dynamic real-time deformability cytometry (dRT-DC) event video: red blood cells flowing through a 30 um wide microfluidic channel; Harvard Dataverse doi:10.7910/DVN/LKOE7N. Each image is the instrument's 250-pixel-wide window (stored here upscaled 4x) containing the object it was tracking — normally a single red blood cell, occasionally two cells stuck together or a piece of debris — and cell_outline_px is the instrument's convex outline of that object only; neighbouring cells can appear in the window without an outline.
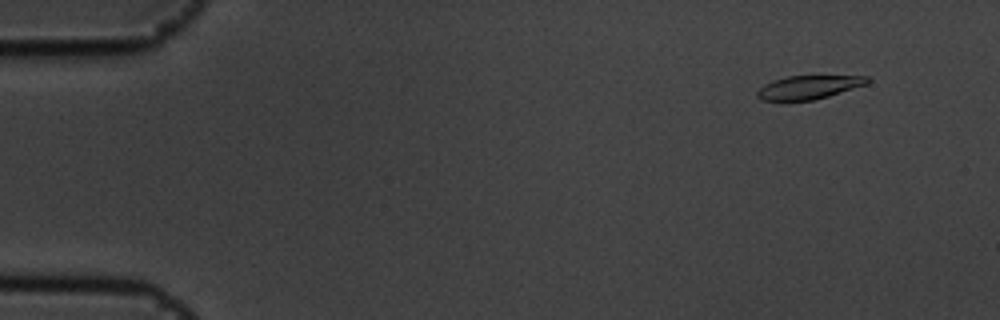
{"species": "common noctule bat (a hibernating species)", "species_latin": "Nyctalus noctula", "temperature_condition": "cold", "stored_images_in_passage": 52, "camera_frame_rate_fps": 3000, "um_per_image_px": 0.085, "animal": {"sex": "male", "body_mass_g": 19.5, "forearm_length_mm": 54.6}, "frame": {"image": 1, "passage_image": 2, "time_ms": 0.333, "image_size_px": [1000, 320], "cell_outline_px": [[872, 80], [868, 84], [828, 96], [812, 100], [760, 100], [756, 96], [756, 92], [764, 84], [772, 80], [788, 76], [868, 76]], "centroid_in_image_um": [68.75, 7.41], "position_along_channel_um": 16.3, "area_um2": 15.09}}
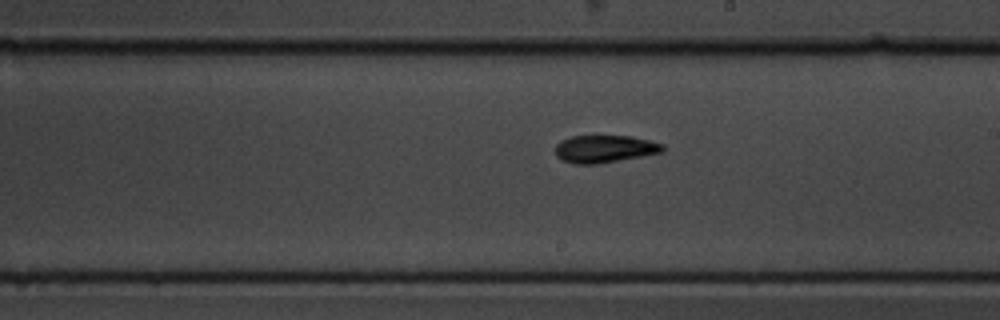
{"frame": {"image": 2, "passage_image": 29, "time_ms": 9.333, "image_size_px": [1000, 320], "cell_outline_px": [[664, 152], [596, 164], [576, 164], [560, 160], [556, 156], [556, 144], [560, 140], [572, 136], [632, 136], [664, 144]], "centroid_in_image_um": [51.38, 12.65], "position_along_channel_um": 237.6, "area_um2": 17.22}}
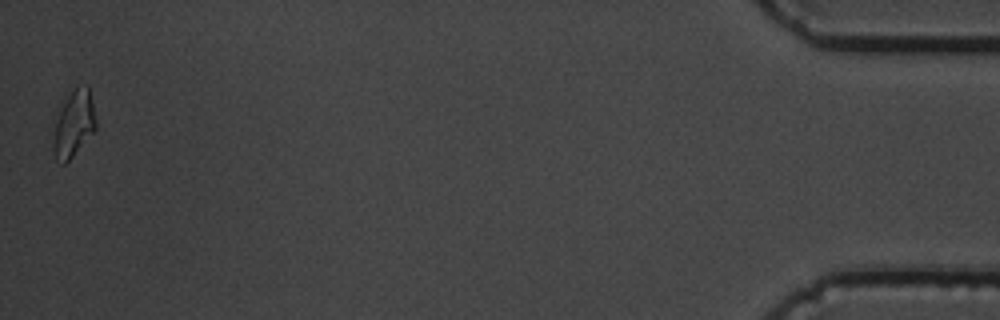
{"frame": {"image": 3, "passage_image": 52, "time_ms": 17.0, "image_size_px": [1000, 320], "cell_outline_px": [[96, 128], [72, 156], [64, 164], [60, 164], [56, 160], [52, 148], [52, 140], [56, 108], [76, 84], [88, 84], [92, 100], [96, 120]], "centroid_in_image_um": [6.21, 10.44], "position_along_channel_um": 429.0, "area_um2": 17.17}, "authors_computed_cell_mechanics": {"area_um2": 16.6753, "velocity_mm_per_s": 3.659, "shape_relaxation_time_tau1_ms": 2.6594, "shape_relaxation_time_tau2_ms": 2.6987, "deformation_change_tau1": 0.1513, "deformation_change_tau2": 0.0944}}